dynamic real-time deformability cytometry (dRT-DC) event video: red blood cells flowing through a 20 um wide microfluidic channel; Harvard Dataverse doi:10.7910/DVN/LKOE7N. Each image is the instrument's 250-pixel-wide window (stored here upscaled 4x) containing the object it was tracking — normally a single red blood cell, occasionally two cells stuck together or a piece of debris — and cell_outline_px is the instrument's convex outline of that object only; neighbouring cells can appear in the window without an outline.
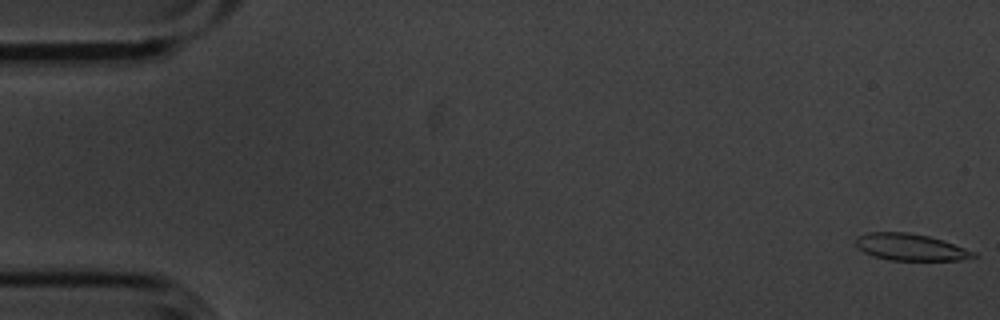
{"species": "common noctule bat (a hibernating species)", "species_latin": "Nyctalus noctula", "temperature_condition": "cold", "stored_images_in_passage": 5, "camera_frame_rate_fps": 3000, "um_per_image_px": 0.085, "animal": {"sex": "male", "body_mass_g": 20.1, "forearm_length_mm": 53.5}, "frame": {"image": 1, "passage_image": 1, "time_ms": 0.0, "image_size_px": [1000, 320], "cell_outline_px": [[976, 256], [960, 260], [888, 260], [872, 256], [864, 252], [856, 244], [856, 236], [868, 232], [908, 232], [928, 236], [944, 240], [976, 252]], "centroid_in_image_um": [77.38, 21.0], "position_along_channel_um": 7.6, "area_um2": 18.38}}
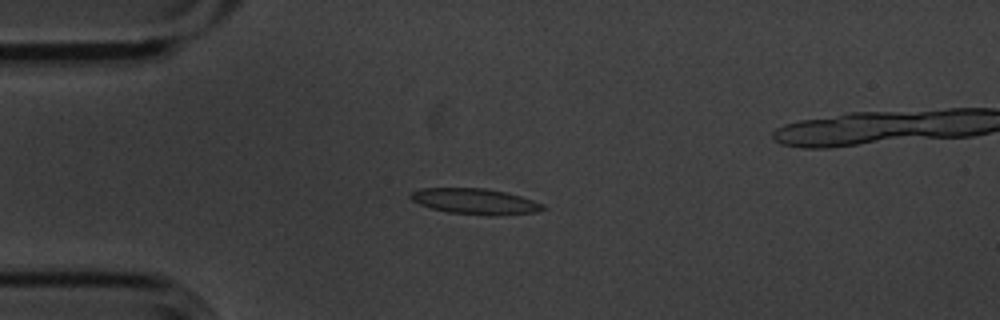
{"frame": {"image": 2, "passage_image": 4, "time_ms": 1.0, "image_size_px": [1000, 320], "cell_outline_px": [[544, 208], [536, 212], [488, 216], [448, 212], [432, 208], [420, 204], [412, 200], [408, 196], [412, 192], [420, 188], [484, 188], [508, 192], [544, 204]], "centroid_in_image_um": [40.37, 17.11], "position_along_channel_um": 44.6, "area_um2": 19.77}}